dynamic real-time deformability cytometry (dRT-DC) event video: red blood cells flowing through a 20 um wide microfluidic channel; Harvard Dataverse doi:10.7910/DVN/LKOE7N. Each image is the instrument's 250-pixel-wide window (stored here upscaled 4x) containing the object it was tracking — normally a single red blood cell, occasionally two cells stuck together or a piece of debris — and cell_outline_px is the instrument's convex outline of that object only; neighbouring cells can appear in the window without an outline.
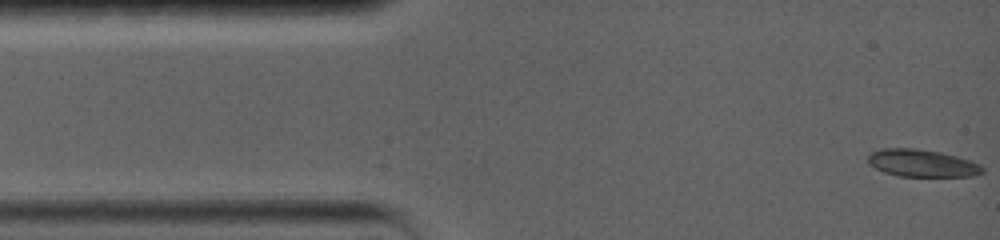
{"species": "common noctule bat (a hibernating species)", "species_latin": "Nyctalus noctula", "temperature_condition": "warm", "stored_images_in_passage": 79, "camera_frame_rate_fps": 5000, "um_per_image_px": 0.085, "animal": {"sex": "female", "body_mass_g": 19.0, "forearm_length_mm": 56.7}, "frame": {"image": 1, "passage_image": 1, "time_ms": 0.0, "image_size_px": [1000, 240], "cell_outline_px": [[984, 172], [972, 176], [900, 176], [884, 172], [868, 164], [868, 156], [872, 152], [880, 148], [916, 148], [940, 152], [956, 156], [980, 164], [984, 168]], "centroid_in_image_um": [78.36, 13.86], "position_along_channel_um": 6.6, "area_um2": 18.21}}
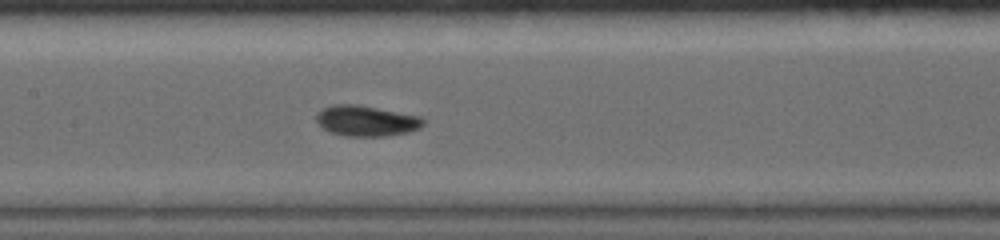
{"frame": {"image": 2, "passage_image": 34, "time_ms": 6.6, "image_size_px": [1000, 240], "cell_outline_px": [[424, 124], [420, 128], [408, 132], [384, 136], [344, 136], [332, 132], [324, 128], [316, 120], [316, 112], [332, 104], [356, 104], [420, 116], [424, 120]], "centroid_in_image_um": [31.13, 10.26], "position_along_channel_um": 176.3, "area_um2": 18.96}}
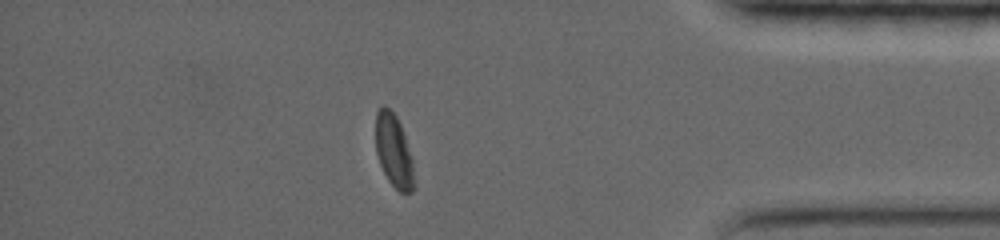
{"frame": {"image": 3, "passage_image": 68, "time_ms": 13.4, "image_size_px": [1000, 240], "cell_outline_px": [[416, 188], [412, 192], [400, 192], [388, 180], [380, 164], [376, 152], [376, 112], [384, 104], [396, 116], [400, 124], [412, 156], [416, 184]], "centroid_in_image_um": [33.5, 12.87], "position_along_channel_um": 401.7, "area_um2": 16.47}, "authors_computed_cell_mechanics": {"area_um2": 18.3226, "velocity_mm_per_s": 3.7592, "shape_relaxation_time_tau1_ms": 5.4061, "shape_relaxation_time_tau2_ms": 2.0016, "deformation_change_tau1": 0.1488, "deformation_change_tau2": 0.0554}}